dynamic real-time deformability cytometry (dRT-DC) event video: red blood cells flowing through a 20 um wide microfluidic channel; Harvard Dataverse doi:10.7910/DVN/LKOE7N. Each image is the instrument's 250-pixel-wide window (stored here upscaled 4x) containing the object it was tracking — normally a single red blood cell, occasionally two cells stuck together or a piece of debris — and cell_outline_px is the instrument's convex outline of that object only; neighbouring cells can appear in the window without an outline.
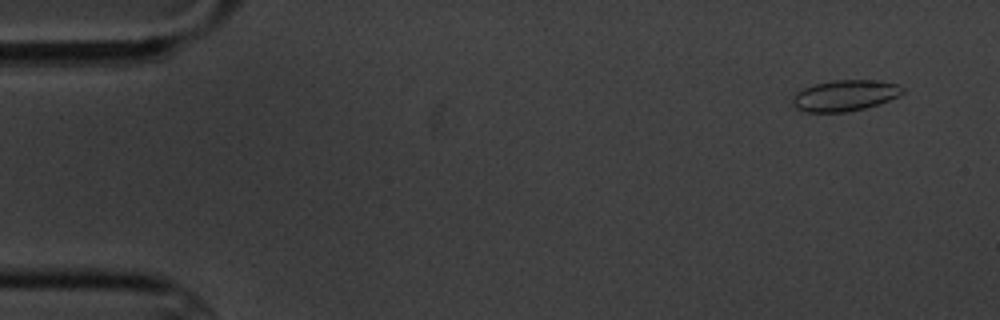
{"species": "common noctule bat (a hibernating species)", "species_latin": "Nyctalus noctula", "temperature_condition": "cold", "stored_images_in_passage": 6, "camera_frame_rate_fps": 3000, "um_per_image_px": 0.085, "animal": {"sex": "male", "body_mass_g": 20.1, "forearm_length_mm": 53.5}, "frame": {"image": 1, "passage_image": 1, "time_ms": 0.0, "image_size_px": [1000, 320], "cell_outline_px": [[904, 92], [880, 104], [848, 112], [804, 112], [796, 108], [792, 104], [792, 96], [796, 92], [804, 88], [816, 84], [832, 80], [880, 80], [896, 84], [904, 88]], "centroid_in_image_um": [71.79, 8.12], "position_along_channel_um": 13.2, "area_um2": 19.94}}
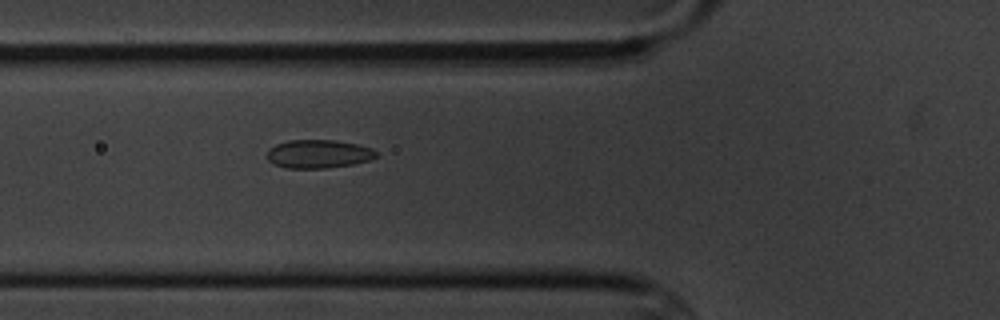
{"frame": {"image": 2, "passage_image": 6, "time_ms": 5.667, "image_size_px": [1000, 320], "cell_outline_px": [[376, 156], [368, 160], [352, 164], [324, 168], [288, 168], [272, 164], [268, 160], [268, 148], [276, 144], [288, 140], [332, 140], [356, 144], [372, 148], [376, 152]], "centroid_in_image_um": [27.02, 13.08], "position_along_channel_um": 98.8, "area_um2": 17.92}}